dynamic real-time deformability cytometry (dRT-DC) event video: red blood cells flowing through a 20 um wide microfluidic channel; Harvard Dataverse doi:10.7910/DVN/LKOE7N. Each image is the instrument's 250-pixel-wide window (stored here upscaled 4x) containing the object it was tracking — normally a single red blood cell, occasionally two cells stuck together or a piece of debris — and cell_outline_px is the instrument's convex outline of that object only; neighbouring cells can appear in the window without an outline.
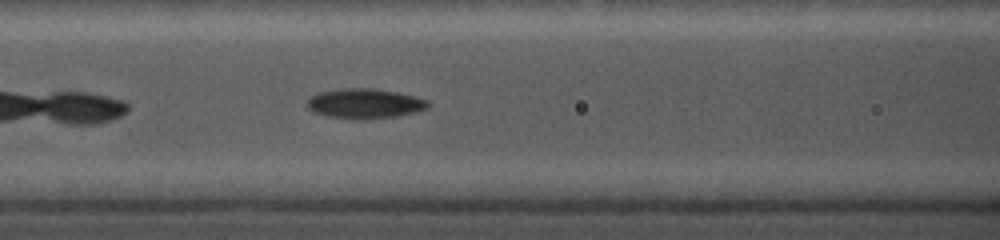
{"species": "common noctule bat (a hibernating species)", "species_latin": "Nyctalus noctula", "temperature_condition": "cold", "stored_images_in_passage": 23, "camera_frame_rate_fps": 5000, "um_per_image_px": 0.085, "animal": {"sex": "female", "body_mass_g": 19.0, "forearm_length_mm": 56.7}, "frame": {"image": 1, "passage_image": 4, "time_ms": 2.4, "image_size_px": [1000, 240], "cell_outline_px": [[432, 104], [428, 108], [416, 112], [396, 116], [368, 120], [352, 120], [324, 116], [312, 112], [308, 108], [308, 100], [312, 96], [320, 92], [348, 88], [368, 88], [396, 92], [428, 100]], "centroid_in_image_um": [31.01, 8.83], "position_along_channel_um": 135.6, "area_um2": 21.21}}
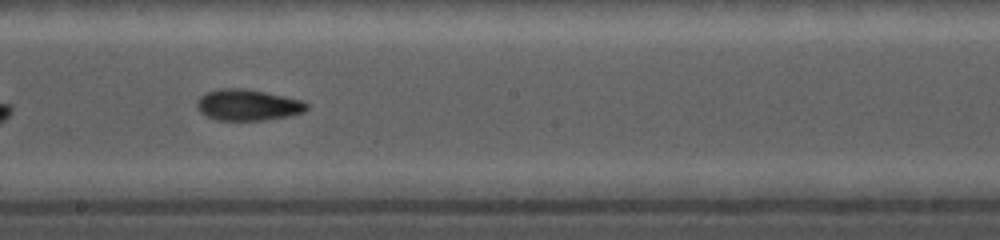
{"frame": {"image": 2, "passage_image": 10, "time_ms": 4.8, "image_size_px": [1000, 240], "cell_outline_px": [[308, 108], [304, 112], [288, 116], [264, 120], [216, 120], [200, 112], [196, 108], [196, 100], [204, 92], [220, 88], [244, 88], [284, 96], [300, 100], [308, 104]], "centroid_in_image_um": [21.01, 8.91], "position_along_channel_um": 227.2, "area_um2": 20.0}}
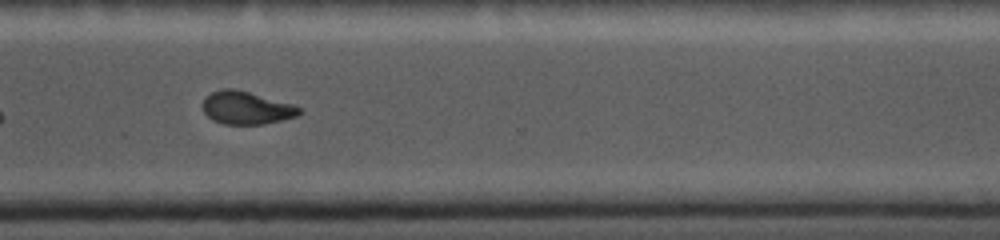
{"frame": {"image": 3, "passage_image": 19, "time_ms": 8.0, "image_size_px": [1000, 240], "cell_outline_px": [[300, 112], [296, 116], [264, 124], [224, 124], [212, 120], [204, 112], [204, 96], [212, 92], [224, 88], [232, 88], [248, 92], [292, 104], [300, 108]], "centroid_in_image_um": [20.9, 9.17], "position_along_channel_um": 349.7, "area_um2": 18.15}}